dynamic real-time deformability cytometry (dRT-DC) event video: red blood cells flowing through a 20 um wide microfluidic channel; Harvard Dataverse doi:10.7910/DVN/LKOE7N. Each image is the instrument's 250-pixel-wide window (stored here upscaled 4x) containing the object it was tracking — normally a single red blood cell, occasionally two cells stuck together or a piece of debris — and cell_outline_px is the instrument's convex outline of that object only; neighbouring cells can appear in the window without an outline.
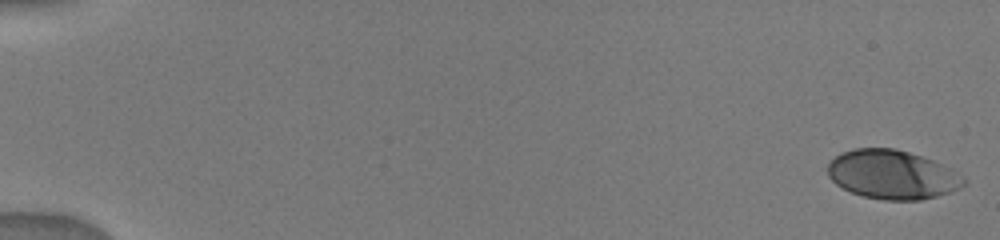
{"species": "human", "species_latin": "Homo sapiens", "temperature_condition": "warm", "stored_images_in_passage": 34, "camera_frame_rate_fps": 3000, "um_per_image_px": 0.085, "donor": {"sex": "male"}, "frame": {"image": 1, "passage_image": 1, "time_ms": 0.0, "image_size_px": [1000, 240], "cell_outline_px": [[968, 184], [952, 192], [920, 200], [884, 200], [864, 196], [852, 192], [836, 184], [828, 176], [828, 164], [836, 156], [852, 148], [896, 148], [932, 160], [964, 176], [968, 180]], "centroid_in_image_um": [75.87, 14.85], "position_along_channel_um": 9.1, "area_um2": 38.73}}
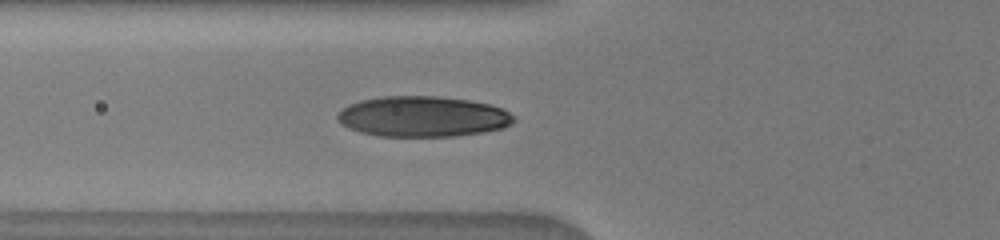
{"frame": {"image": 2, "passage_image": 12, "time_ms": 6.333, "image_size_px": [1000, 240], "cell_outline_px": [[516, 120], [512, 124], [504, 128], [484, 132], [456, 136], [380, 136], [360, 132], [348, 128], [340, 124], [336, 116], [348, 104], [360, 100], [384, 96], [436, 96], [468, 100], [488, 104], [500, 108], [516, 116]], "centroid_in_image_um": [35.94, 9.91], "position_along_channel_um": 89.9, "area_um2": 41.79}}
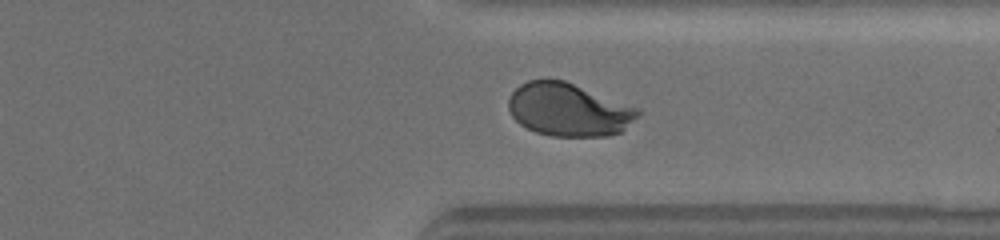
{"frame": {"image": 3, "passage_image": 25, "time_ms": 13.0, "image_size_px": [1000, 240], "cell_outline_px": [[640, 116], [620, 132], [608, 136], [552, 136], [536, 132], [520, 124], [512, 116], [508, 108], [508, 100], [512, 92], [520, 84], [528, 80], [564, 80], [640, 108]], "centroid_in_image_um": [48.35, 9.32], "position_along_channel_um": 363.1, "area_um2": 40.0}}